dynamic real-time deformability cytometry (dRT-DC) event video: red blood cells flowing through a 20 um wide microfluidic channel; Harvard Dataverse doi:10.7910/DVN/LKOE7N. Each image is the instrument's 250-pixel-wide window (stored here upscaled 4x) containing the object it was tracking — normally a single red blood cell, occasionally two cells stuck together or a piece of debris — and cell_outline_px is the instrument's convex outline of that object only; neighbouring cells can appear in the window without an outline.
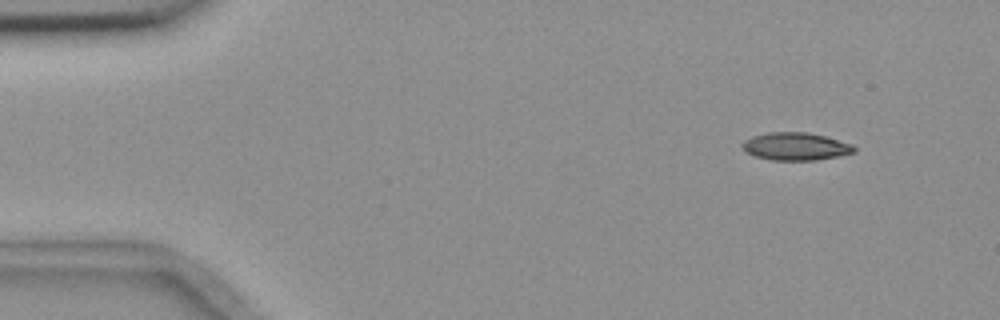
{"species": "common noctule bat (a hibernating species)", "species_latin": "Nyctalus noctula", "temperature_condition": "room temperature", "stored_images_in_passage": 3, "camera_frame_rate_fps": 3000, "um_per_image_px": 0.085, "animal": {"sex": "female", "body_mass_g": 18.4}, "frame": {"image": 1, "passage_image": 3, "time_ms": 2.333, "image_size_px": [1000, 320], "cell_outline_px": [[856, 152], [816, 160], [772, 160], [756, 156], [744, 152], [740, 144], [744, 140], [752, 136], [768, 132], [808, 132], [824, 136], [852, 144], [856, 148]], "centroid_in_image_um": [67.59, 12.44], "position_along_channel_um": 17.4, "area_um2": 18.09}}